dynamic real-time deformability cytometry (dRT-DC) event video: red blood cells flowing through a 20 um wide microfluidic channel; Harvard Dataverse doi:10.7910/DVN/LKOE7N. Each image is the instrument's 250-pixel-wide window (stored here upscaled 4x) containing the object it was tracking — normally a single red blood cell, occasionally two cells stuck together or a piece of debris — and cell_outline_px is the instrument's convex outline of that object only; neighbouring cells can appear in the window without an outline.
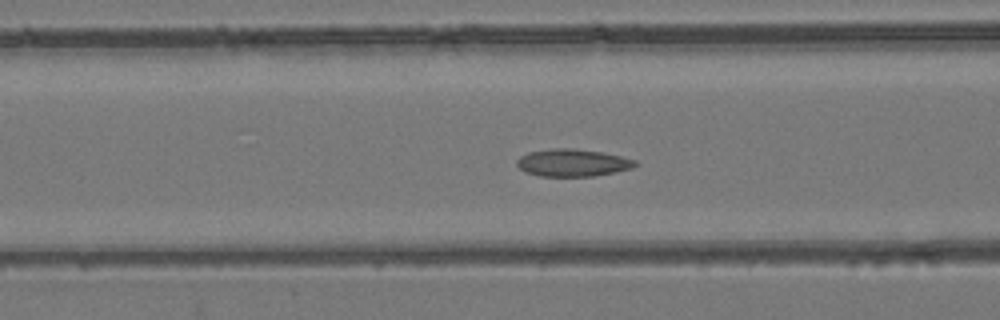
{"species": "common noctule bat (a hibernating species)", "species_latin": "Nyctalus noctula", "temperature_condition": "room temperature", "stored_images_in_passage": 48, "camera_frame_rate_fps": 3000, "um_per_image_px": 0.085, "animal": {"sex": "female", "body_mass_g": 24.6, "forearm_length_mm": 56.2}, "frame": {"image": 1, "passage_image": 14, "time_ms": 4.333, "image_size_px": [1000, 320], "cell_outline_px": [[640, 164], [632, 168], [616, 172], [592, 176], [540, 176], [524, 172], [516, 164], [516, 160], [520, 156], [528, 152], [552, 148], [572, 148], [604, 152], [636, 160]], "centroid_in_image_um": [48.68, 13.83], "position_along_channel_um": 117.9, "area_um2": 19.07}}
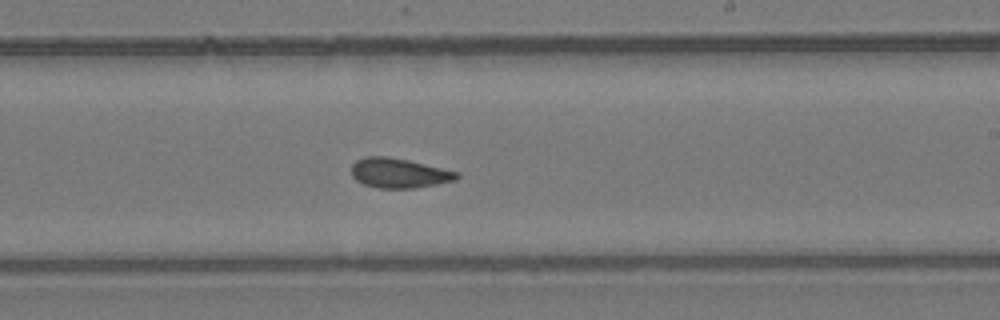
{"frame": {"image": 2, "passage_image": 25, "time_ms": 8.0, "image_size_px": [1000, 320], "cell_outline_px": [[460, 176], [456, 180], [416, 188], [380, 188], [364, 184], [356, 180], [352, 176], [352, 164], [356, 160], [364, 156], [388, 156], [408, 160], [460, 172]], "centroid_in_image_um": [33.92, 14.7], "position_along_channel_um": 255.1, "area_um2": 18.32}}
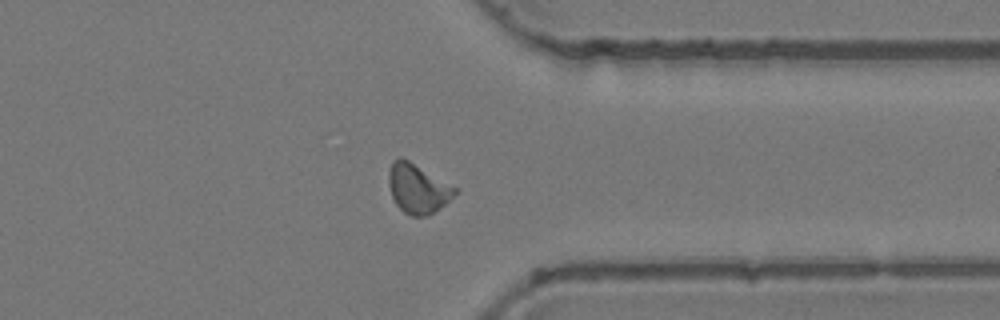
{"frame": {"image": 3, "passage_image": 35, "time_ms": 11.333, "image_size_px": [1000, 320], "cell_outline_px": [[456, 192], [444, 204], [428, 216], [412, 216], [404, 212], [396, 204], [392, 196], [388, 184], [388, 172], [392, 160], [400, 156], [408, 160], [456, 188]], "centroid_in_image_um": [35.44, 16.02], "position_along_channel_um": 376.0, "area_um2": 18.67}, "authors_computed_cell_mechanics": {"area_um2": 18.207, "velocity_mm_per_s": 3.7469, "shape_relaxation_time_tau1_ms": null, "shape_relaxation_time_tau2_ms": 2.6148, "deformation_change_tau1": null, "deformation_change_tau2": 0.0807}}